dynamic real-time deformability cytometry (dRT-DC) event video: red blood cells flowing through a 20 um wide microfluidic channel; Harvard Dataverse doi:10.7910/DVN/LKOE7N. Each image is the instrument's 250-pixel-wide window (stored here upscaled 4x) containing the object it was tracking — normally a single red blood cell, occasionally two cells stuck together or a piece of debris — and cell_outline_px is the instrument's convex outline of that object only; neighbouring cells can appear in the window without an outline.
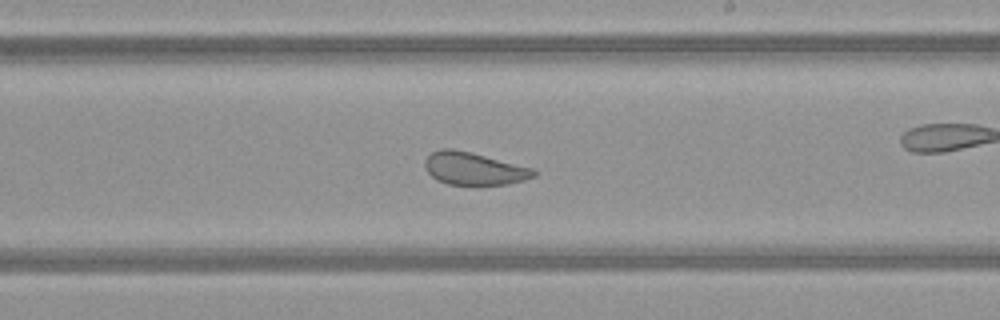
{"species": "common noctule bat (a hibernating species)", "species_latin": "Nyctalus noctula", "temperature_condition": "warm", "stored_images_in_passage": 50, "camera_frame_rate_fps": 3000, "um_per_image_px": 0.085, "animal": {"sex": "female", "body_mass_g": 21.9}, "frame": {"image": 1, "passage_image": 29, "time_ms": 9.333, "image_size_px": [1000, 320], "cell_outline_px": [[536, 176], [524, 180], [508, 184], [476, 188], [448, 184], [436, 180], [424, 168], [424, 160], [432, 152], [440, 148], [452, 148], [472, 152], [536, 168]], "centroid_in_image_um": [40.31, 14.37], "position_along_channel_um": 248.7, "area_um2": 21.79}, "authors_computed_cell_mechanics": {"area_um2": 27.6573, "velocity_mm_per_s": 4.1053, "shape_relaxation_time_tau1_ms": null, "shape_relaxation_time_tau2_ms": 0.869, "deformation_change_tau1": null, "deformation_change_tau2": 0.0711}}